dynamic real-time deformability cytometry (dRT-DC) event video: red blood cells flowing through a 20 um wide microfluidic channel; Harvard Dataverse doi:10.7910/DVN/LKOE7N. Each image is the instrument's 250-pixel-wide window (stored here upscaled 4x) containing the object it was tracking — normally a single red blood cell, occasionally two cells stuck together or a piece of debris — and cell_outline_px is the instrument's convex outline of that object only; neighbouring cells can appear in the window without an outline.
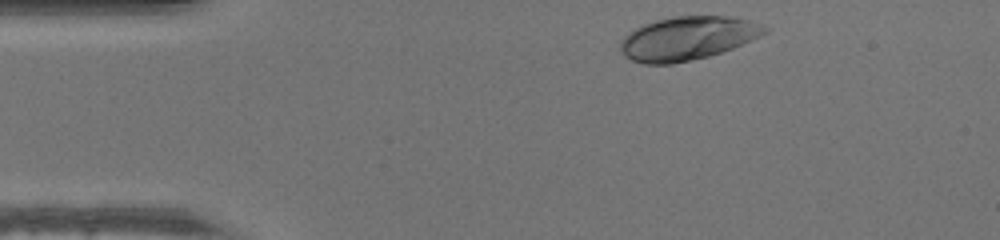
{"species": "human", "species_latin": "Homo sapiens", "temperature_condition": "warm", "stored_images_in_passage": 34, "camera_frame_rate_fps": 3000, "um_per_image_px": 0.085, "donor": {"sex": "male"}, "frame": {"image": 1, "passage_image": 2, "time_ms": 0.333, "image_size_px": [1000, 240], "cell_outline_px": [[768, 32], [760, 36], [732, 48], [708, 56], [692, 60], [672, 64], [644, 64], [632, 60], [624, 56], [620, 52], [620, 40], [628, 32], [644, 24], [656, 20], [672, 16], [728, 16], [748, 20], [760, 24], [768, 28]], "centroid_in_image_um": [58.4, 3.26], "position_along_channel_um": 26.6, "area_um2": 36.59}}
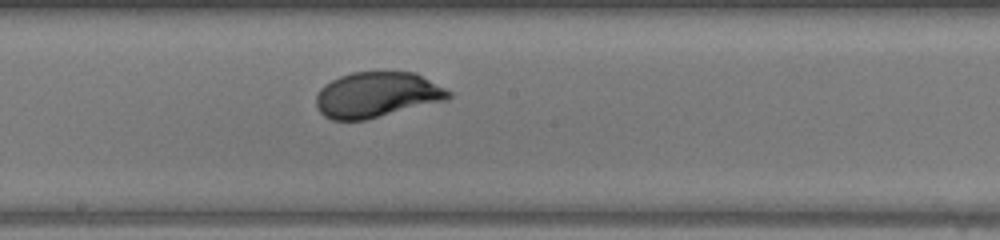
{"frame": {"image": 2, "passage_image": 20, "time_ms": 6.333, "image_size_px": [1000, 240], "cell_outline_px": [[452, 96], [448, 100], [364, 120], [332, 120], [324, 116], [316, 108], [316, 96], [320, 88], [324, 84], [340, 76], [352, 72], [416, 72], [452, 92]], "centroid_in_image_um": [32.04, 8.06], "position_along_channel_um": 216.2, "area_um2": 35.2}}
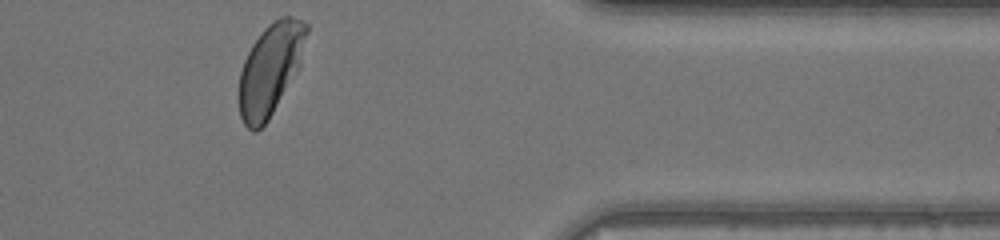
{"frame": {"image": 3, "passage_image": 34, "time_ms": 11.0, "image_size_px": [1000, 240], "cell_outline_px": [[308, 32], [300, 64], [268, 120], [256, 132], [252, 132], [244, 124], [240, 116], [240, 72], [244, 60], [252, 44], [264, 28], [268, 24], [280, 16], [292, 16], [304, 20], [308, 24]], "centroid_in_image_um": [22.98, 5.84], "position_along_channel_um": 388.4, "area_um2": 35.55}}